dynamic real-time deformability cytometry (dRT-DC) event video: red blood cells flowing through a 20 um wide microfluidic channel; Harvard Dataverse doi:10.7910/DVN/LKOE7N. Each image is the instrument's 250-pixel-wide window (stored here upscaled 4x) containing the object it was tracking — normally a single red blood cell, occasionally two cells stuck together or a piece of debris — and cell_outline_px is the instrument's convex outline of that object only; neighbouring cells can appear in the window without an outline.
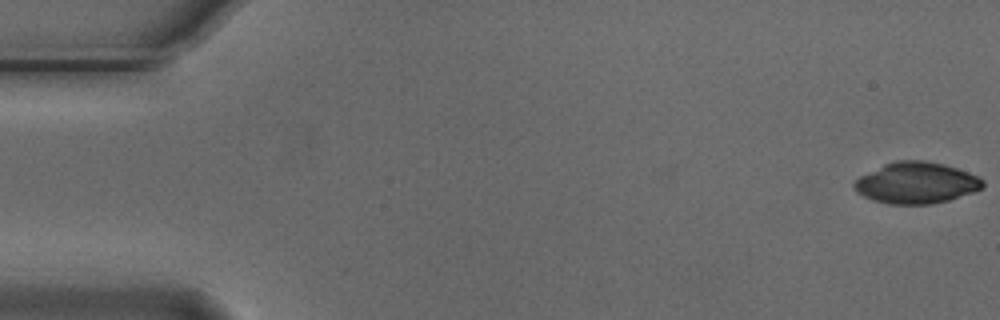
{"species": "Egyptian fruit bat (a non-hibernating species)", "species_latin": "Rousettus aegyptiacus", "temperature_condition": "cold", "stored_images_in_passage": 55, "camera_frame_rate_fps": 3000, "um_per_image_px": 0.085, "animal": {"sex": "male"}, "frame": {"image": 1, "passage_image": 1, "time_ms": 0.0, "image_size_px": [1000, 320], "cell_outline_px": [[984, 188], [948, 200], [932, 204], [888, 204], [872, 200], [856, 192], [852, 184], [860, 176], [884, 164], [896, 160], [924, 160], [944, 164], [968, 172], [984, 180]], "centroid_in_image_um": [77.87, 15.54], "position_along_channel_um": 7.1, "area_um2": 30.92}}
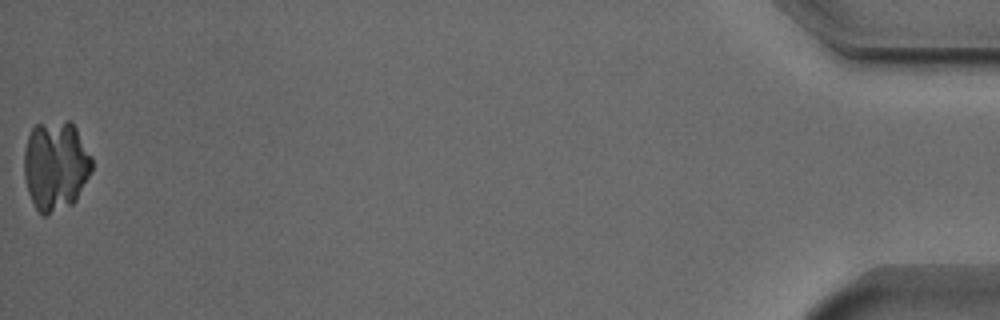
{"frame": {"image": 2, "passage_image": 55, "time_ms": 18.0, "image_size_px": [1000, 320], "cell_outline_px": [[92, 168], [76, 200], [72, 204], [48, 216], [44, 216], [36, 208], [28, 192], [24, 176], [24, 148], [28, 136], [32, 128], [36, 124], [68, 120], [72, 120], [92, 156]], "centroid_in_image_um": [4.72, 14.06], "position_along_channel_um": 430.5, "area_um2": 35.72}}